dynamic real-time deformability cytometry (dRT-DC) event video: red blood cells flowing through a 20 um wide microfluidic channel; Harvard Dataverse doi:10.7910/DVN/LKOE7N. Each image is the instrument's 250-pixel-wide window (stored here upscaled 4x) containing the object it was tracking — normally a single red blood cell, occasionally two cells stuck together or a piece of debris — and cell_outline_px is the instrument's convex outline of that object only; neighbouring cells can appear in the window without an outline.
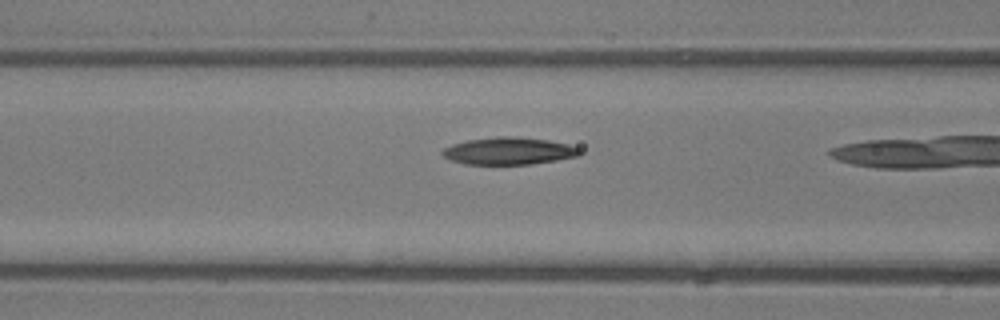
{"species": "common noctule bat (a hibernating species)", "species_latin": "Nyctalus noctula", "temperature_condition": "room temperature", "stored_images_in_passage": 6, "camera_frame_rate_fps": 3000, "um_per_image_px": 0.085, "animal": {"sex": "male", "body_mass_g": 13.3}, "frame": {"image": 1, "passage_image": 5, "time_ms": 1.333, "image_size_px": [1000, 320], "cell_outline_px": [[580, 156], [532, 164], [464, 164], [452, 160], [444, 156], [440, 152], [444, 148], [452, 144], [468, 140], [496, 136], [512, 136], [548, 140], [568, 144], [580, 148]], "centroid_in_image_um": [43.26, 12.83], "position_along_channel_um": 123.3, "area_um2": 21.79}}